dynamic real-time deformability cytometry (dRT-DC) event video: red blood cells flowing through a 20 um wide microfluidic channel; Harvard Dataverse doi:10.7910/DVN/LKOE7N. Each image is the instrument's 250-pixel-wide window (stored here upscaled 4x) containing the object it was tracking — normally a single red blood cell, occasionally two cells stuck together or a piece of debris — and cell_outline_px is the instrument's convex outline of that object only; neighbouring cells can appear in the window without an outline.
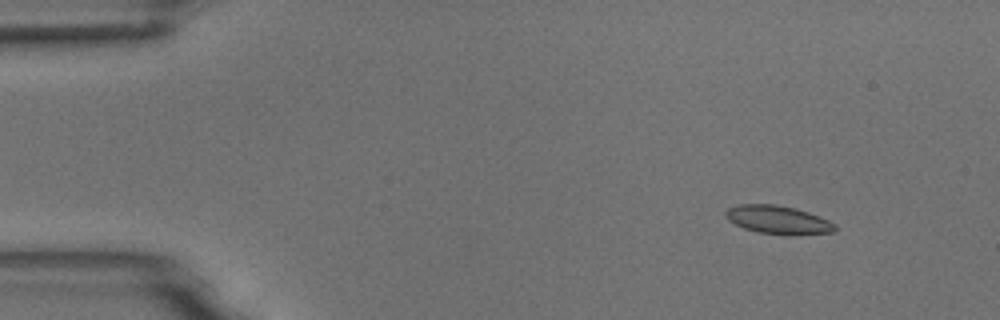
{"species": "common noctule bat (a hibernating species)", "species_latin": "Nyctalus noctula", "temperature_condition": "room temperature", "stored_images_in_passage": 50, "camera_frame_rate_fps": 3000, "um_per_image_px": 0.085, "animal": {"sex": "male", "body_mass_g": 18.8}, "frame": {"image": 1, "passage_image": 1, "time_ms": 0.0, "image_size_px": [1000, 320], "cell_outline_px": [[836, 232], [796, 236], [784, 236], [760, 232], [744, 228], [728, 220], [724, 216], [724, 212], [728, 208], [740, 204], [776, 204], [796, 208], [820, 216], [836, 224]], "centroid_in_image_um": [66.18, 18.7], "position_along_channel_um": 18.8, "area_um2": 18.5}}
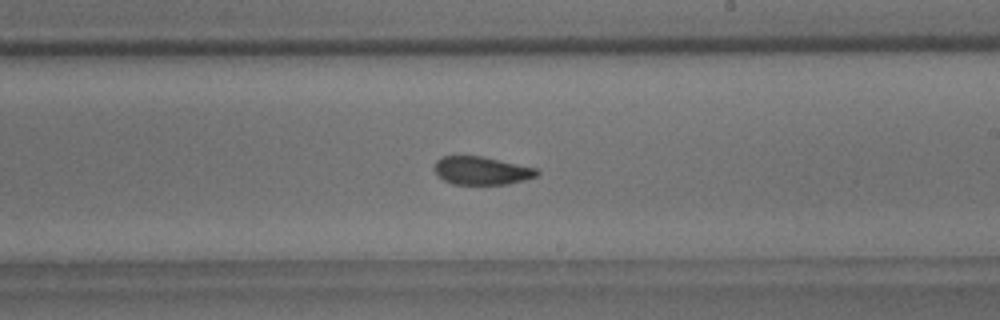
{"frame": {"image": 2, "passage_image": 27, "time_ms": 8.667, "image_size_px": [1000, 320], "cell_outline_px": [[540, 172], [536, 176], [524, 180], [508, 184], [452, 184], [444, 180], [436, 172], [436, 160], [444, 156], [480, 156], [540, 168]], "centroid_in_image_um": [41.0, 14.5], "position_along_channel_um": 248.0, "area_um2": 16.7}}
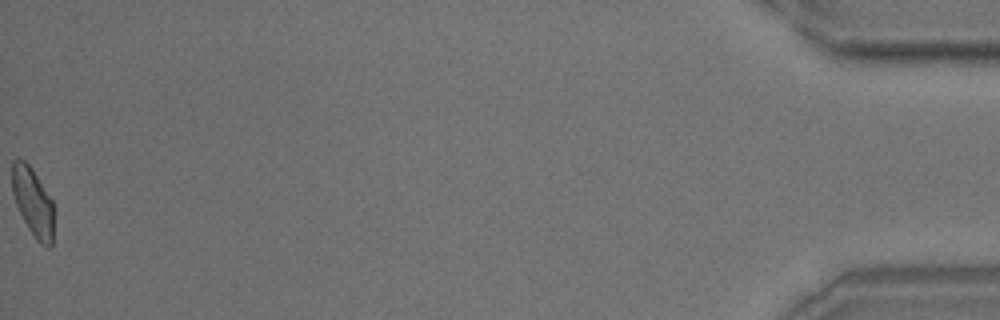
{"frame": {"image": 3, "passage_image": 50, "time_ms": 16.333, "image_size_px": [1000, 320], "cell_outline_px": [[52, 244], [48, 248], [40, 244], [36, 240], [28, 228], [16, 204], [12, 192], [12, 160], [24, 160], [32, 168], [52, 200]], "centroid_in_image_um": [2.78, 17.17], "position_along_channel_um": 432.4, "area_um2": 16.36}, "authors_computed_cell_mechanics": {"area_um2": 17.629, "velocity_mm_per_s": 3.7122, "shape_relaxation_time_tau1_ms": null, "shape_relaxation_time_tau2_ms": 2.0552, "deformation_change_tau1": null, "deformation_change_tau2": 0.0841}}